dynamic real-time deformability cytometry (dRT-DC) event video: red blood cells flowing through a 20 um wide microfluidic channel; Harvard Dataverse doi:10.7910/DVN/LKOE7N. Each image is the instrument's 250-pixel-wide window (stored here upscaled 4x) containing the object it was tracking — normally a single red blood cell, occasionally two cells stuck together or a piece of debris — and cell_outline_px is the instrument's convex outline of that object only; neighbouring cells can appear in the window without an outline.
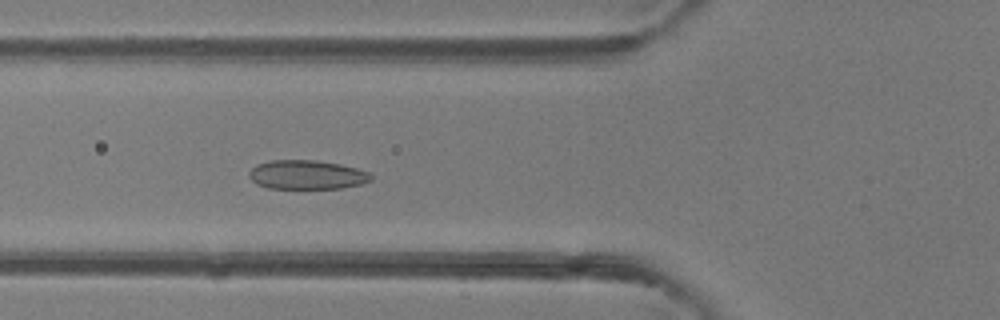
{"species": "common noctule bat (a hibernating species)", "species_latin": "Nyctalus noctula", "temperature_condition": "room temperature", "stored_images_in_passage": 44, "camera_frame_rate_fps": 3000, "um_per_image_px": 0.085, "animal": {"sex": "female"}, "frame": {"image": 1, "passage_image": 13, "time_ms": 4.0, "image_size_px": [1000, 320], "cell_outline_px": [[372, 180], [360, 184], [340, 188], [268, 188], [256, 184], [248, 176], [248, 172], [256, 164], [272, 160], [316, 160], [340, 164], [356, 168], [368, 172], [372, 176]], "centroid_in_image_um": [26.05, 14.85], "position_along_channel_um": 99.7, "area_um2": 20.63}}
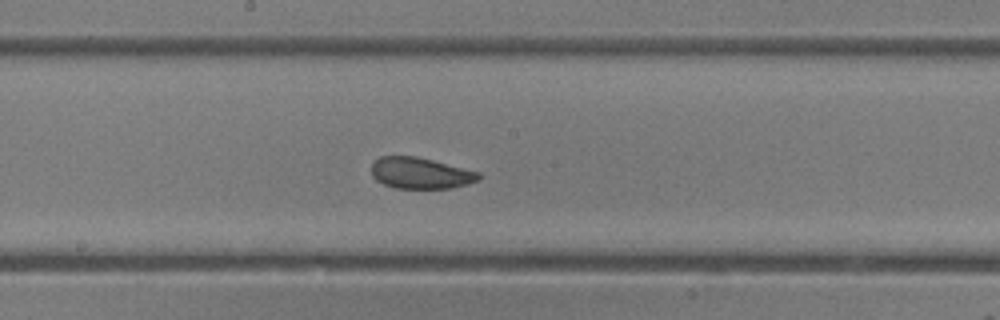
{"frame": {"image": 2, "passage_image": 21, "time_ms": 6.667, "image_size_px": [1000, 320], "cell_outline_px": [[480, 180], [468, 184], [452, 188], [396, 188], [384, 184], [376, 180], [372, 176], [372, 160], [380, 156], [416, 156], [480, 172]], "centroid_in_image_um": [35.73, 14.71], "position_along_channel_um": 212.5, "area_um2": 19.59}}
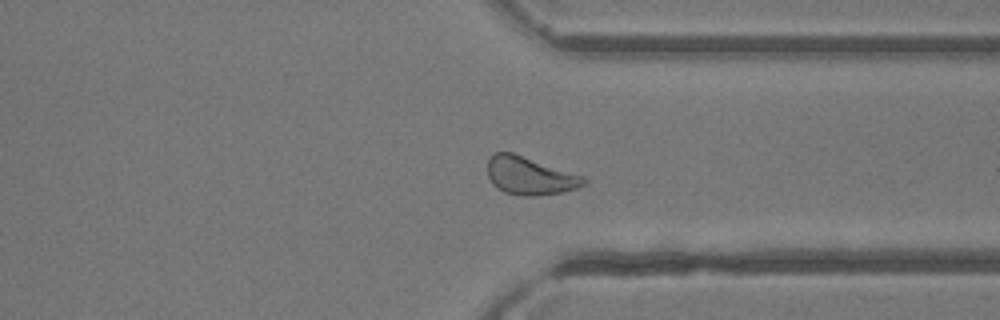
{"frame": {"image": 3, "passage_image": 32, "time_ms": 10.333, "image_size_px": [1000, 320], "cell_outline_px": [[588, 184], [576, 188], [560, 192], [536, 196], [520, 196], [504, 192], [496, 188], [492, 184], [488, 176], [488, 160], [496, 152], [512, 152], [584, 176], [588, 180]], "centroid_in_image_um": [45.04, 14.95], "position_along_channel_um": 366.4, "area_um2": 21.33}, "authors_computed_cell_mechanics": {"area_um2": 21.4149, "velocity_mm_per_s": 4.2193, "shape_relaxation_time_tau1_ms": 3.7468, "shape_relaxation_time_tau2_ms": 1.9119, "deformation_change_tau1": 0.0825, "deformation_change_tau2": 0.0652}}